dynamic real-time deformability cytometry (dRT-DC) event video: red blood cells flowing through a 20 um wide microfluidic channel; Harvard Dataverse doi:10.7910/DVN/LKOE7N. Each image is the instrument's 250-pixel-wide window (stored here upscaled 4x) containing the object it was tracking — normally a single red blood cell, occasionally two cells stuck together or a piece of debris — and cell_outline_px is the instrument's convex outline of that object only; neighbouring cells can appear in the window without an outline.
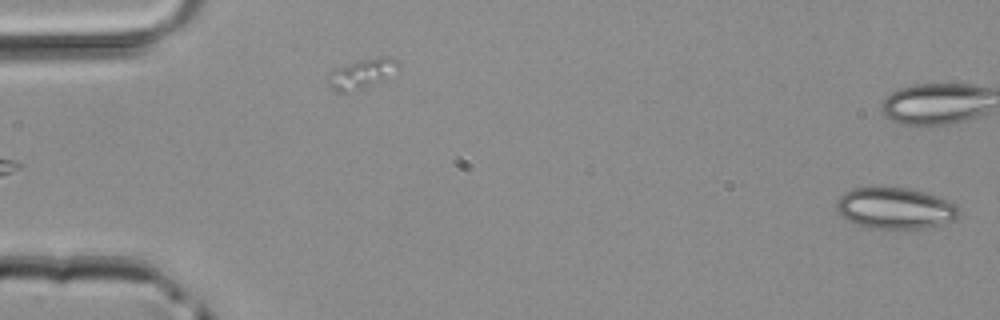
{"species": "common noctule bat (a hibernating species)", "species_latin": "Nyctalus noctula", "temperature_condition": "room temperature", "stored_images_in_passage": 4, "camera_frame_rate_fps": 3000, "um_per_image_px": 0.085, "animal": {"sex": "male", "body_mass_g": 20.4}, "frame": {"image": 1, "passage_image": 4, "time_ms": 1.0, "image_size_px": [1000, 320], "cell_outline_px": [[960, 208], [956, 220], [928, 228], [872, 228], [856, 224], [840, 216], [836, 208], [836, 200], [844, 192], [852, 188], [908, 188], [924, 192], [948, 200], [956, 204]], "centroid_in_image_um": [76.09, 17.7], "position_along_channel_um": 8.9, "area_um2": 29.48}}